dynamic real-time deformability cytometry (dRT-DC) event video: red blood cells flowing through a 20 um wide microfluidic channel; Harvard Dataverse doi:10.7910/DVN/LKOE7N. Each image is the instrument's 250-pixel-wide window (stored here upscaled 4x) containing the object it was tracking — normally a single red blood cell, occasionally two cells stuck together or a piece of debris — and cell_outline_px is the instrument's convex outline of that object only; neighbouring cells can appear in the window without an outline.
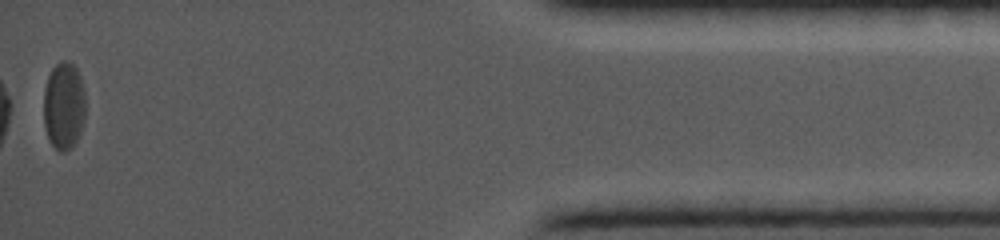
{"species": "common noctule bat (a hibernating species)", "species_latin": "Nyctalus noctula", "temperature_condition": "cold", "stored_images_in_passage": 29, "camera_frame_rate_fps": 5000, "um_per_image_px": 0.085, "animal": {"sex": "female", "body_mass_g": 19.0, "forearm_length_mm": 56.7}, "frame": {"image": 1, "passage_image": 29, "time_ms": 10.8, "image_size_px": [1000, 240], "cell_outline_px": [[84, 120], [80, 132], [72, 148], [64, 152], [60, 152], [48, 140], [44, 124], [44, 88], [48, 76], [52, 68], [56, 64], [64, 60], [68, 60], [76, 68], [80, 76], [84, 88]], "centroid_in_image_um": [5.42, 8.99], "position_along_channel_um": 429.8, "area_um2": 21.44}}